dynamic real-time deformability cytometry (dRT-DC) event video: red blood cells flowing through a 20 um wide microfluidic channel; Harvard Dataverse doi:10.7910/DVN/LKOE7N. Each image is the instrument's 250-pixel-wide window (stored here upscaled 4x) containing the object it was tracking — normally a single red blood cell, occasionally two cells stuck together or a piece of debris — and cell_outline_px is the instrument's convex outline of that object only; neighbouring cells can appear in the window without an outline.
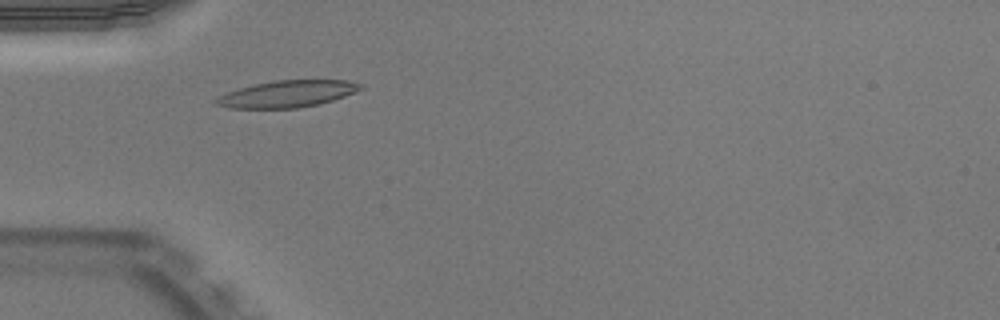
{"species": "Egyptian fruit bat (a non-hibernating species)", "species_latin": "Rousettus aegyptiacus", "temperature_condition": "warm", "stored_images_in_passage": 44, "camera_frame_rate_fps": 3000, "um_per_image_px": 0.085, "animal": {"sex": "male"}, "frame": {"image": 1, "passage_image": 9, "time_ms": 2.667, "image_size_px": [1000, 320], "cell_outline_px": [[364, 88], [356, 92], [320, 104], [296, 108], [228, 108], [216, 104], [212, 100], [228, 92], [240, 88], [256, 84], [276, 80], [348, 80], [364, 84]], "centroid_in_image_um": [24.46, 7.98], "position_along_channel_um": 60.5, "area_um2": 22.48}}
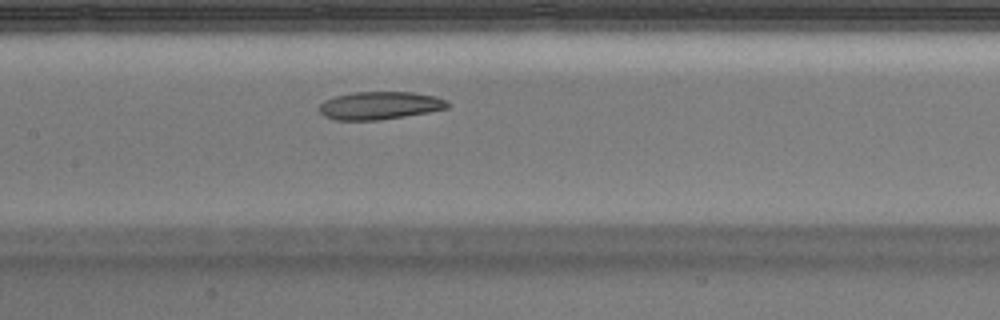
{"frame": {"image": 2, "passage_image": 18, "time_ms": 5.667, "image_size_px": [1000, 320], "cell_outline_px": [[452, 104], [448, 108], [428, 112], [404, 116], [376, 120], [336, 120], [324, 116], [320, 112], [320, 104], [324, 100], [336, 96], [352, 92], [412, 92], [436, 96], [448, 100]], "centroid_in_image_um": [32.32, 8.96], "position_along_channel_um": 175.1, "area_um2": 20.87}}
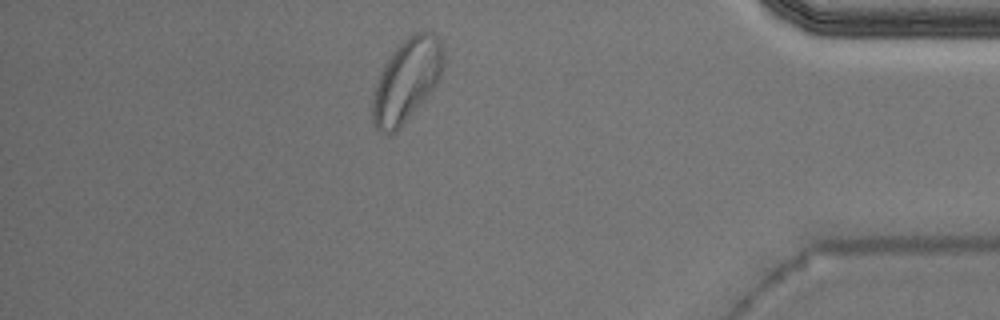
{"frame": {"image": 3, "passage_image": 38, "time_ms": 12.333, "image_size_px": [1000, 320], "cell_outline_px": [[444, 64], [440, 76], [436, 84], [400, 128], [396, 132], [380, 132], [376, 128], [372, 120], [372, 100], [376, 84], [384, 64], [392, 52], [412, 32], [432, 32], [440, 40], [444, 56]], "centroid_in_image_um": [34.56, 6.81], "position_along_channel_um": 400.6, "area_um2": 33.81}, "authors_computed_cell_mechanics": {"area_um2": 22.3975, "velocity_mm_per_s": 3.9049, "shape_relaxation_time_tau1_ms": null, "shape_relaxation_time_tau2_ms": 4.9117, "deformation_change_tau1": null, "deformation_change_tau2": 0.1238}}